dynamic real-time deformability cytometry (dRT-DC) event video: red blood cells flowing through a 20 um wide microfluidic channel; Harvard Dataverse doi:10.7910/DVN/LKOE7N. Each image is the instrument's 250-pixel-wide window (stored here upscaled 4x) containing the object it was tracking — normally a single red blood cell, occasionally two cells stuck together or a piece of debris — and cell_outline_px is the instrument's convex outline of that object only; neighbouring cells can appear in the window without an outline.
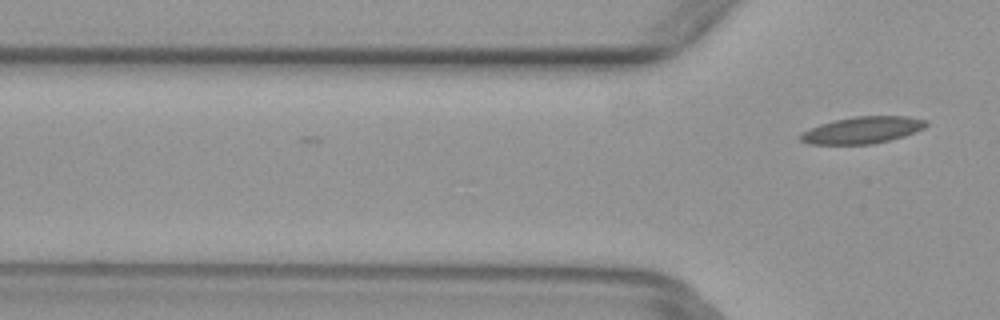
{"species": "common noctule bat (a hibernating species)", "species_latin": "Nyctalus noctula", "temperature_condition": "warm", "stored_images_in_passage": 4, "camera_frame_rate_fps": 3000, "um_per_image_px": 0.085, "animal": {"sex": "female", "body_mass_g": 29.2, "forearm_length_mm": 56.3}, "frame": {"image": 1, "passage_image": 4, "time_ms": 1.0, "image_size_px": [1000, 320], "cell_outline_px": [[928, 124], [924, 128], [904, 136], [872, 144], [812, 144], [800, 140], [796, 136], [800, 132], [820, 124], [832, 120], [856, 116], [904, 116], [928, 120]], "centroid_in_image_um": [73.26, 11.05], "position_along_channel_um": 52.5, "area_um2": 19.71}}